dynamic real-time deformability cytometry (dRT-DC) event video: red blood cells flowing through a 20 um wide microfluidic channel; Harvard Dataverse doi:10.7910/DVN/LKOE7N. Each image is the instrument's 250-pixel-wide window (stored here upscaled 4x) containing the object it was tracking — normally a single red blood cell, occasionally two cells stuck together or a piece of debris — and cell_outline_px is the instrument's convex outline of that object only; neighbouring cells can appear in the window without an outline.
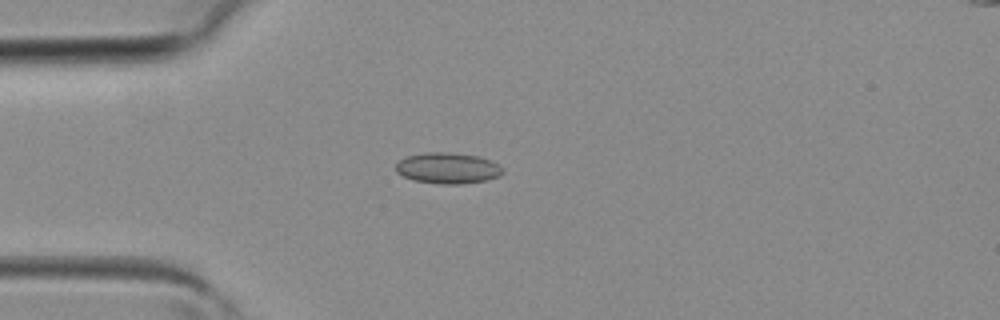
{"species": "common noctule bat (a hibernating species)", "species_latin": "Nyctalus noctula", "temperature_condition": "room temperature", "stored_images_in_passage": 2, "camera_frame_rate_fps": 3000, "um_per_image_px": 0.085, "animal": {"sex": "female", "body_mass_g": 19.3, "forearm_length_mm": 54.1}, "frame": {"image": 1, "passage_image": 2, "time_ms": 0.333, "image_size_px": [1000, 320], "cell_outline_px": [[504, 172], [500, 176], [488, 180], [460, 184], [440, 184], [416, 180], [404, 176], [396, 172], [396, 164], [400, 160], [408, 156], [424, 152], [448, 152], [476, 156], [500, 164], [504, 168]], "centroid_in_image_um": [38.1, 14.29], "position_along_channel_um": 46.9, "area_um2": 19.25}}